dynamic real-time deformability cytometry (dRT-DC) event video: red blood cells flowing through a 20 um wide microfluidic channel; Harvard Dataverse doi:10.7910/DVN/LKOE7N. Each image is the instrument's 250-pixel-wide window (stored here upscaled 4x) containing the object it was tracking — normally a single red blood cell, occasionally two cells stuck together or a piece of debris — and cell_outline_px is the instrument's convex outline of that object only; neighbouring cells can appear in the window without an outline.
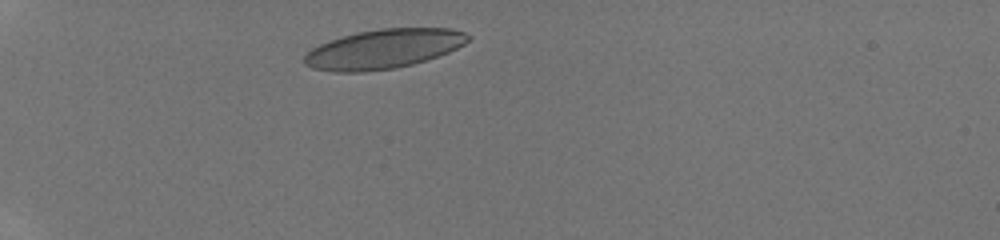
{"species": "human", "species_latin": "Homo sapiens", "temperature_condition": "room temperature", "stored_images_in_passage": 29, "camera_frame_rate_fps": 3000, "um_per_image_px": 0.085, "donor": {"sex": "male"}, "frame": {"image": 1, "passage_image": 1, "time_ms": 0.0, "image_size_px": [1000, 240], "cell_outline_px": [[472, 36], [464, 44], [448, 52], [412, 64], [396, 68], [364, 72], [336, 72], [312, 68], [304, 64], [304, 56], [312, 48], [320, 44], [356, 32], [380, 28], [452, 28], [464, 32]], "centroid_in_image_um": [32.6, 4.16], "position_along_channel_um": 52.4, "area_um2": 37.4}}
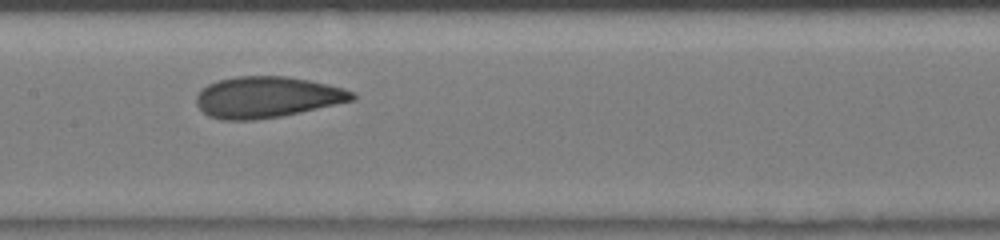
{"frame": {"image": 2, "passage_image": 12, "time_ms": 3.667, "image_size_px": [1000, 240], "cell_outline_px": [[356, 100], [300, 112], [280, 116], [252, 120], [220, 120], [208, 116], [196, 104], [196, 96], [208, 84], [220, 80], [236, 76], [288, 76], [328, 84], [344, 88], [356, 92]], "centroid_in_image_um": [22.73, 8.26], "position_along_channel_um": 184.7, "area_um2": 37.4}}
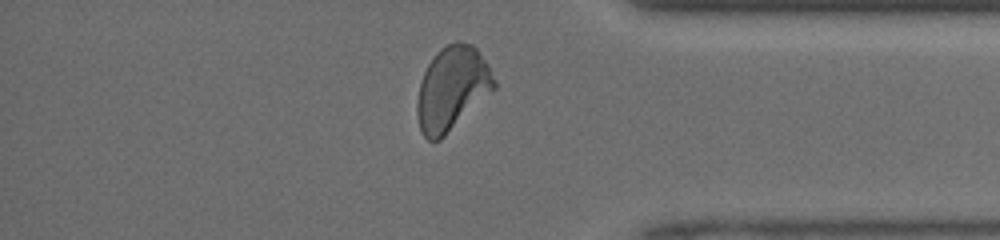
{"frame": {"image": 3, "passage_image": 26, "time_ms": 8.333, "image_size_px": [1000, 240], "cell_outline_px": [[496, 88], [440, 140], [428, 140], [420, 132], [416, 116], [416, 104], [420, 84], [424, 72], [428, 64], [436, 52], [440, 48], [456, 40], [460, 40], [472, 44], [476, 48], [484, 60], [496, 80]], "centroid_in_image_um": [38.4, 7.52], "position_along_channel_um": 396.8, "area_um2": 37.57}}